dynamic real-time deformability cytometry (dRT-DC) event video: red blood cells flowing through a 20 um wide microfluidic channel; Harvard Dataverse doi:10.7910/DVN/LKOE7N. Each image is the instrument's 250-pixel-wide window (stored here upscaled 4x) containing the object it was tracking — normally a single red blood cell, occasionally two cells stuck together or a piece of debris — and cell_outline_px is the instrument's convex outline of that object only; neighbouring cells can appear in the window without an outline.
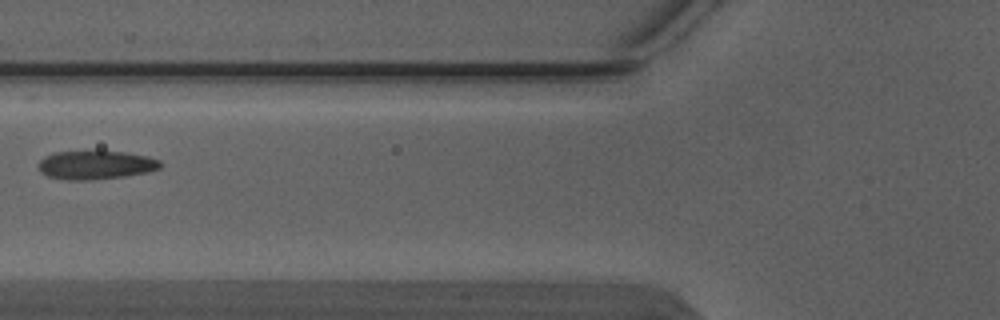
{"species": "Egyptian fruit bat (a non-hibernating species)", "species_latin": "Rousettus aegyptiacus", "temperature_condition": "warm", "stored_images_in_passage": 3, "camera_frame_rate_fps": 3000, "um_per_image_px": 0.085, "animal": {"sex": "male"}, "frame": {"image": 1, "passage_image": 3, "time_ms": 0.667, "image_size_px": [1000, 320], "cell_outline_px": [[164, 164], [160, 168], [144, 172], [124, 176], [92, 180], [68, 180], [48, 176], [40, 172], [36, 164], [44, 156], [56, 152], [124, 152], [148, 156], [160, 160]], "centroid_in_image_um": [8.12, 14.03], "position_along_channel_um": 117.7, "area_um2": 20.23}}